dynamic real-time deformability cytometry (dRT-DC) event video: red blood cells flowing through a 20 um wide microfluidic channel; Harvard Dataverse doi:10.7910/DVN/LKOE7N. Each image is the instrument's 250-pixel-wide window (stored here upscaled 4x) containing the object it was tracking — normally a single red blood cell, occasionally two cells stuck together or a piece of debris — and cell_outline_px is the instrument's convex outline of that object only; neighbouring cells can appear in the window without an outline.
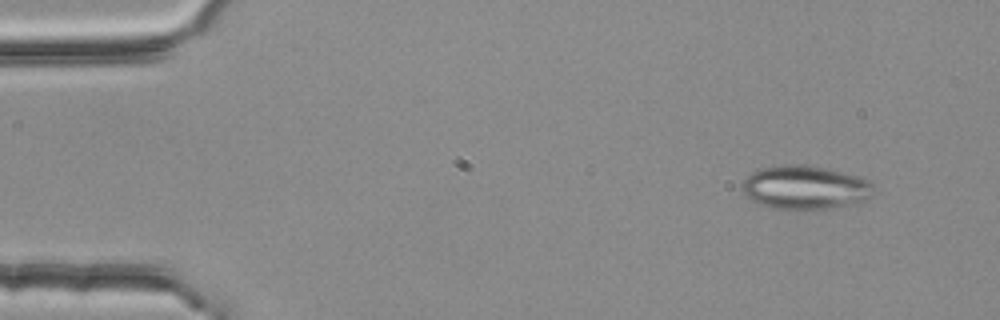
{"species": "common noctule bat (a hibernating species)", "species_latin": "Nyctalus noctula", "temperature_condition": "room temperature", "stored_images_in_passage": 4, "camera_frame_rate_fps": 3000, "um_per_image_px": 0.085, "animal": {"sex": "female", "body_mass_g": 25.1}, "frame": {"image": 1, "passage_image": 1, "time_ms": 0.0, "image_size_px": [1000, 320], "cell_outline_px": [[876, 192], [872, 196], [864, 200], [828, 208], [776, 208], [752, 200], [744, 192], [744, 180], [752, 172], [760, 168], [788, 164], [796, 164], [824, 168], [856, 176], [868, 180], [872, 184]], "centroid_in_image_um": [68.46, 15.91], "position_along_channel_um": 16.5, "area_um2": 32.43}}